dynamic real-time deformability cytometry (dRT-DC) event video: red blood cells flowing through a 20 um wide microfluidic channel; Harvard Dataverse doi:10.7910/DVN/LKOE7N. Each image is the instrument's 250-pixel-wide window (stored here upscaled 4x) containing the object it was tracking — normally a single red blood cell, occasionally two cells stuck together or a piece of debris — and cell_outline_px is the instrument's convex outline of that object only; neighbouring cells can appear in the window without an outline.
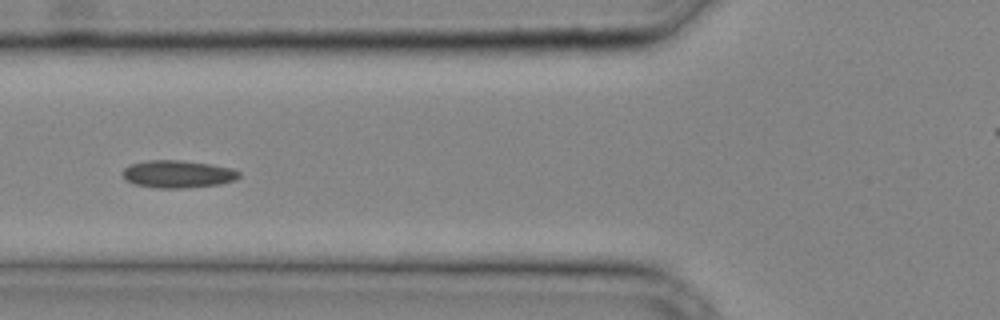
{"species": "common noctule bat (a hibernating species)", "species_latin": "Nyctalus noctula", "temperature_condition": "cold", "stored_images_in_passage": 29, "camera_frame_rate_fps": 3000, "um_per_image_px": 0.085, "animal": {"sex": "male", "body_mass_g": 20.4}, "frame": {"image": 1, "passage_image": 9, "time_ms": 2.667, "image_size_px": [1000, 320], "cell_outline_px": [[240, 176], [236, 180], [220, 184], [184, 188], [156, 188], [136, 184], [128, 180], [120, 172], [128, 164], [148, 160], [184, 160], [212, 164], [232, 168], [240, 172]], "centroid_in_image_um": [15.13, 14.78], "position_along_channel_um": 110.7, "area_um2": 18.84}}